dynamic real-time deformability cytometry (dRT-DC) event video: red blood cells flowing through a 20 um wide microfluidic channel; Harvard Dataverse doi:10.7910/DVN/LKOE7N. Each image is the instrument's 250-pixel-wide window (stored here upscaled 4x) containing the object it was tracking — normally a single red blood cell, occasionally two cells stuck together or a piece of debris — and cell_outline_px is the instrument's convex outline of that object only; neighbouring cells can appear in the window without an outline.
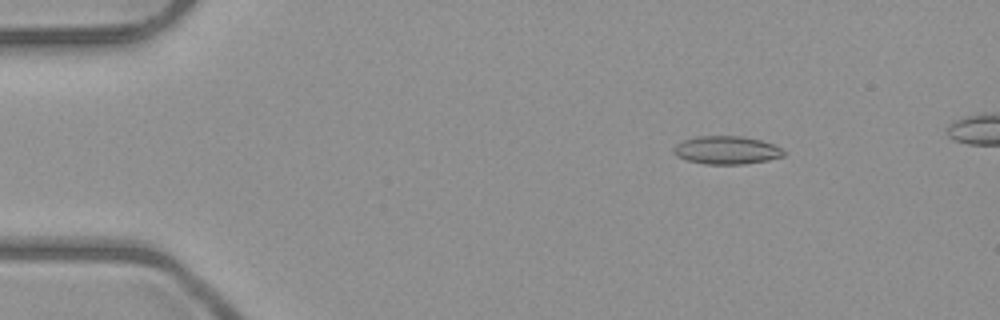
{"species": "common noctule bat (a hibernating species)", "species_latin": "Nyctalus noctula", "temperature_condition": "room temperature", "stored_images_in_passage": 6, "camera_frame_rate_fps": 3000, "um_per_image_px": 0.085, "animal": {"sex": "male", "body_mass_g": 23.1, "forearm_length_mm": 52.7}, "frame": {"image": 1, "passage_image": 3, "time_ms": 2.333, "image_size_px": [1000, 320], "cell_outline_px": [[784, 156], [768, 160], [744, 164], [704, 164], [688, 160], [676, 156], [672, 152], [672, 148], [676, 144], [684, 140], [696, 136], [740, 136], [760, 140], [772, 144], [780, 148], [784, 152]], "centroid_in_image_um": [61.71, 12.76], "position_along_channel_um": 23.3, "area_um2": 17.98}}